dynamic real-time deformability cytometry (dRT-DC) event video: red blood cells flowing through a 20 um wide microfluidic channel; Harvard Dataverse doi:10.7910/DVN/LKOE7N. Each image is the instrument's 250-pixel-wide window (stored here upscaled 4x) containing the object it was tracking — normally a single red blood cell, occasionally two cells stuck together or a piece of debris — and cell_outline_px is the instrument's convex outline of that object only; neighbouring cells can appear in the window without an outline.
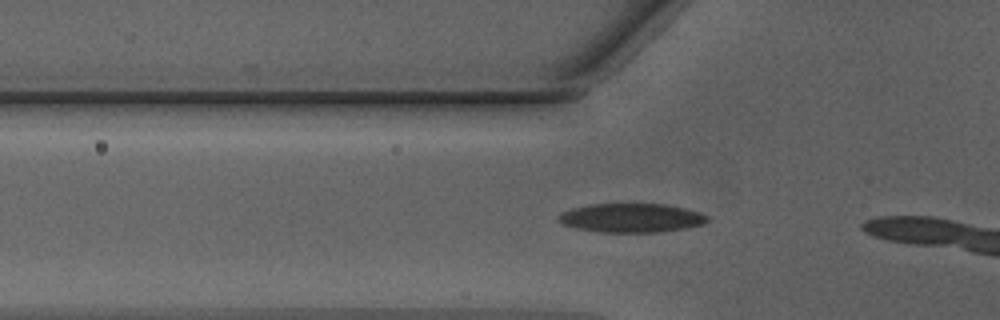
{"species": "Egyptian fruit bat (a non-hibernating species)", "species_latin": "Rousettus aegyptiacus", "temperature_condition": "warm", "stored_images_in_passage": 5, "camera_frame_rate_fps": 3000, "um_per_image_px": 0.085, "animal": {"sex": "male"}, "frame": {"image": 1, "passage_image": 3, "time_ms": 0.667, "image_size_px": [1000, 320], "cell_outline_px": [[708, 220], [704, 224], [684, 228], [660, 232], [600, 232], [576, 228], [564, 224], [556, 220], [556, 216], [560, 212], [572, 208], [588, 204], [668, 204], [700, 212], [708, 216]], "centroid_in_image_um": [53.63, 18.51], "position_along_channel_um": 72.2, "area_um2": 25.26}}